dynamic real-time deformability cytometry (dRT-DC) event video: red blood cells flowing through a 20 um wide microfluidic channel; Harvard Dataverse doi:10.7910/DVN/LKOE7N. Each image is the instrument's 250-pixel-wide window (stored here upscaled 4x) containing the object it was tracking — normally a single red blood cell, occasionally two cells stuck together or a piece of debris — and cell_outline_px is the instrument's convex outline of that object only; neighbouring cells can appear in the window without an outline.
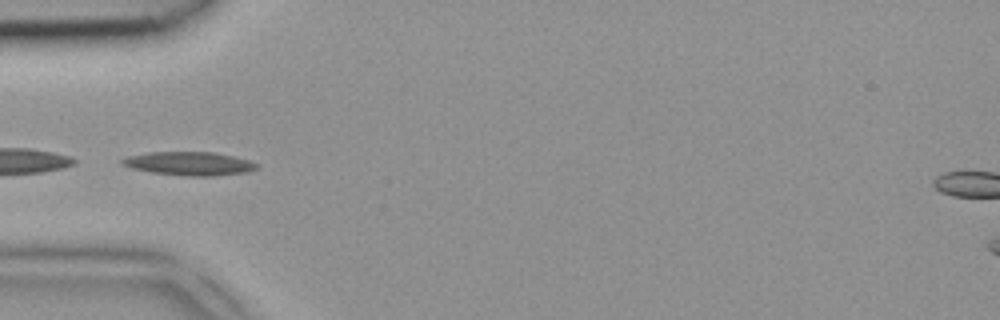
{"species": "common noctule bat (a hibernating species)", "species_latin": "Nyctalus noctula", "temperature_condition": "room temperature", "stored_images_in_passage": 4, "camera_frame_rate_fps": 3000, "um_per_image_px": 0.085, "animal": {"sex": "female", "body_mass_g": 18.4}, "frame": {"image": 1, "passage_image": 4, "time_ms": 1.0, "image_size_px": [1000, 320], "cell_outline_px": [[260, 164], [256, 168], [244, 172], [216, 176], [188, 176], [152, 172], [132, 168], [120, 164], [120, 160], [128, 156], [148, 152], [212, 152], [232, 156], [248, 160]], "centroid_in_image_um": [16.06, 13.9], "position_along_channel_um": 68.9, "area_um2": 18.32}}